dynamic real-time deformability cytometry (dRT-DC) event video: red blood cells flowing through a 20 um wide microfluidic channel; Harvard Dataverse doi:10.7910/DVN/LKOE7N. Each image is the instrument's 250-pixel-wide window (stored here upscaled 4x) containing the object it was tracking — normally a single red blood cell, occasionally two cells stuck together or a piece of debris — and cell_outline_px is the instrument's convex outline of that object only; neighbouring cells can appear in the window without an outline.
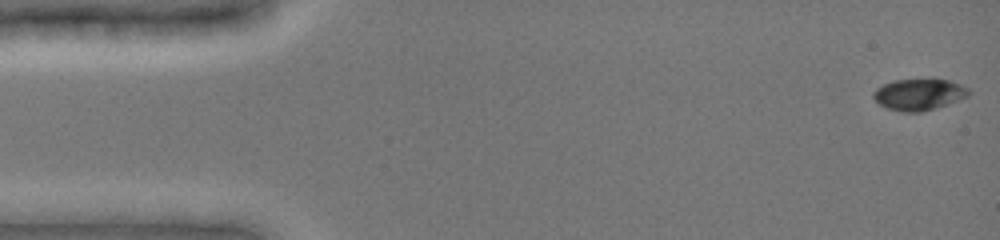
{"species": "common noctule bat (a hibernating species)", "species_latin": "Nyctalus noctula", "temperature_condition": "cold", "stored_images_in_passage": 49, "camera_frame_rate_fps": 3000, "um_per_image_px": 0.085, "animal": {"sex": "female", "body_mass_g": 19.0, "forearm_length_mm": 51.5}, "frame": {"image": 1, "passage_image": 1, "time_ms": 0.0, "image_size_px": [1000, 240], "cell_outline_px": [[972, 92], [968, 96], [948, 104], [936, 108], [920, 112], [904, 112], [888, 108], [880, 104], [872, 96], [872, 92], [876, 88], [892, 80], [932, 76], [948, 80], [960, 84], [968, 88]], "centroid_in_image_um": [78.13, 7.97], "position_along_channel_um": 6.9, "area_um2": 18.09}}
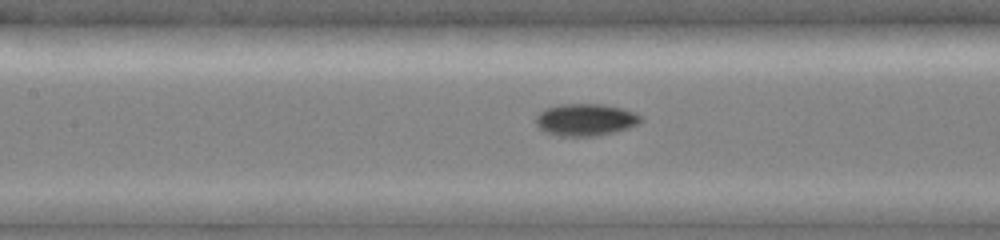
{"frame": {"image": 2, "passage_image": 22, "time_ms": 7.0, "image_size_px": [1000, 240], "cell_outline_px": [[644, 120], [640, 124], [616, 132], [596, 136], [560, 136], [544, 132], [536, 124], [536, 116], [544, 108], [560, 104], [604, 104], [624, 108], [640, 116]], "centroid_in_image_um": [49.78, 10.18], "position_along_channel_um": 157.6, "area_um2": 19.88}}
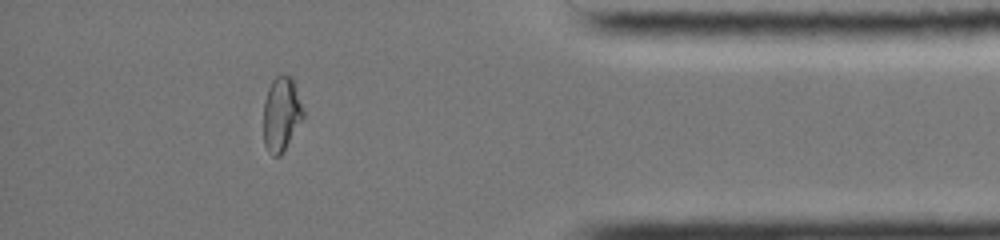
{"frame": {"image": 3, "passage_image": 43, "time_ms": 14.0, "image_size_px": [1000, 240], "cell_outline_px": [[304, 116], [284, 152], [280, 156], [272, 156], [268, 152], [264, 144], [264, 100], [268, 88], [272, 80], [276, 76], [292, 76], [304, 112]], "centroid_in_image_um": [23.91, 9.73], "position_along_channel_um": 411.3, "area_um2": 17.22}, "authors_computed_cell_mechanics": {"area_um2": 17.8602, "velocity_mm_per_s": 3.9358, "shape_relaxation_time_tau1_ms": 7.1317, "shape_relaxation_time_tau2_ms": 1.6387, "deformation_change_tau1": 0.2015, "deformation_change_tau2": 0.0419}}